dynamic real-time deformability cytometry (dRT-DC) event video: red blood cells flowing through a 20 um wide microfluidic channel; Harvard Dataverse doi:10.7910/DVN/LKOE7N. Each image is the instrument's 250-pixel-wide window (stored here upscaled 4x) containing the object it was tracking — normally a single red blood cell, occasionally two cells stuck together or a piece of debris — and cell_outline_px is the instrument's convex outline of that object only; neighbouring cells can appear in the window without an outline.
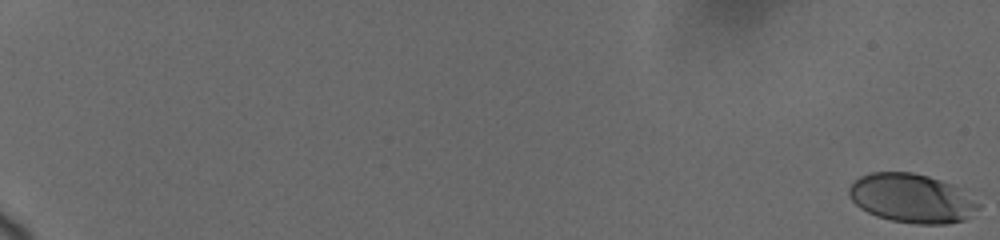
{"species": "human", "species_latin": "Homo sapiens", "temperature_condition": "cold", "stored_images_in_passage": 9, "camera_frame_rate_fps": 3000, "um_per_image_px": 0.085, "donor": {"sex": "female"}, "frame": {"image": 1, "passage_image": 1, "time_ms": 0.0, "image_size_px": [1000, 240], "cell_outline_px": [[980, 208], [964, 220], [948, 224], [916, 224], [892, 220], [876, 216], [860, 208], [848, 196], [848, 188], [852, 180], [860, 176], [872, 172], [912, 172], [928, 176], [952, 184], [960, 188], [980, 204]], "centroid_in_image_um": [77.47, 16.85], "position_along_channel_um": 7.5, "area_um2": 37.11}}
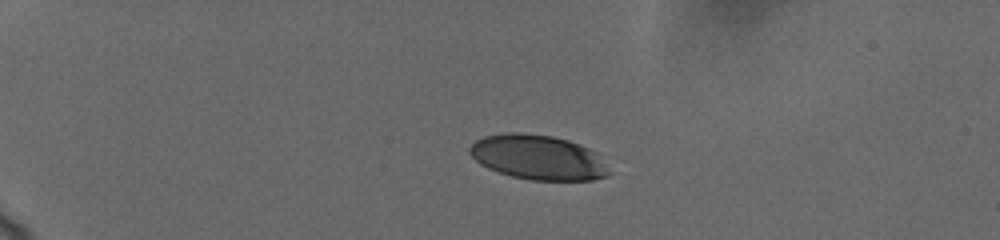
{"frame": {"image": 2, "passage_image": 6, "time_ms": 5.333, "image_size_px": [1000, 240], "cell_outline_px": [[608, 176], [592, 180], [532, 180], [512, 176], [488, 168], [480, 164], [468, 152], [468, 148], [476, 140], [484, 136], [504, 132], [516, 132], [552, 136], [568, 140], [580, 144], [596, 152], [608, 172]], "centroid_in_image_um": [45.69, 13.36], "position_along_channel_um": 39.3, "area_um2": 36.07}}
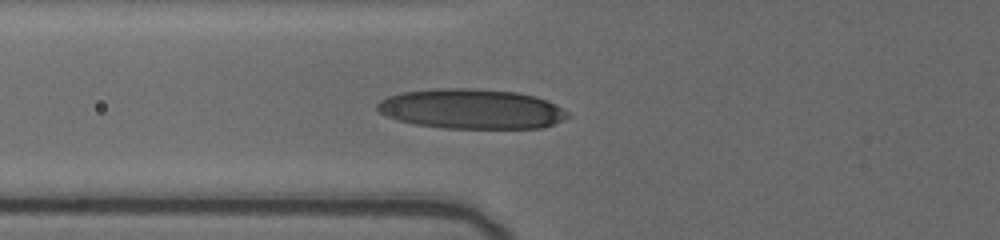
{"frame": {"image": 3, "passage_image": 9, "time_ms": 8.667, "image_size_px": [1000, 240], "cell_outline_px": [[572, 116], [564, 120], [544, 128], [444, 128], [416, 124], [396, 120], [380, 112], [376, 108], [376, 104], [380, 100], [388, 96], [404, 92], [432, 88], [472, 88], [516, 92], [536, 96], [548, 100], [568, 112]], "centroid_in_image_um": [40.1, 9.26], "position_along_channel_um": 85.7, "area_um2": 44.51}}